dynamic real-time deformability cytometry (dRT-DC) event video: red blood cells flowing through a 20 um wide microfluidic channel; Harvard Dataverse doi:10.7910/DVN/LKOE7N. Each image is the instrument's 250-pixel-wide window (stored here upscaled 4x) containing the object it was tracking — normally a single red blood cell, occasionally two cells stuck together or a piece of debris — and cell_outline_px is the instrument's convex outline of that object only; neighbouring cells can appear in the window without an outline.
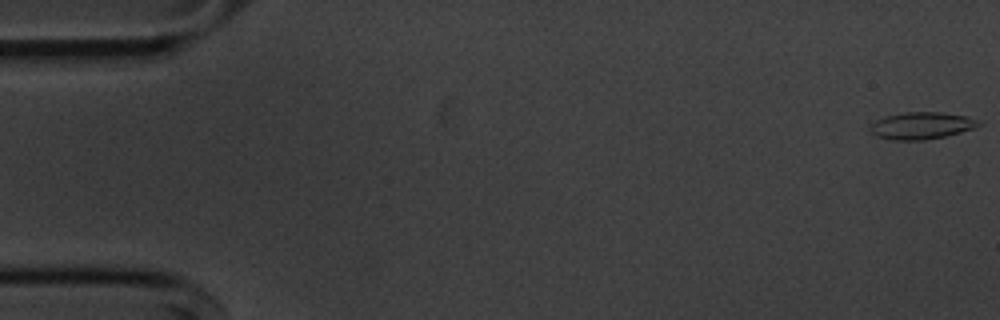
{"species": "common noctule bat (a hibernating species)", "species_latin": "Nyctalus noctula", "temperature_condition": "cold", "stored_images_in_passage": 55, "camera_frame_rate_fps": 3000, "um_per_image_px": 0.085, "animal": {"sex": "male", "body_mass_g": 20.1, "forearm_length_mm": 53.5}, "frame": {"image": 1, "passage_image": 1, "time_ms": 0.0, "image_size_px": [1000, 320], "cell_outline_px": [[980, 124], [972, 128], [960, 132], [944, 136], [924, 140], [892, 140], [876, 136], [872, 132], [872, 124], [876, 120], [884, 116], [904, 112], [940, 112], [964, 116], [980, 120]], "centroid_in_image_um": [78.31, 10.67], "position_along_channel_um": 6.7, "area_um2": 16.82}}
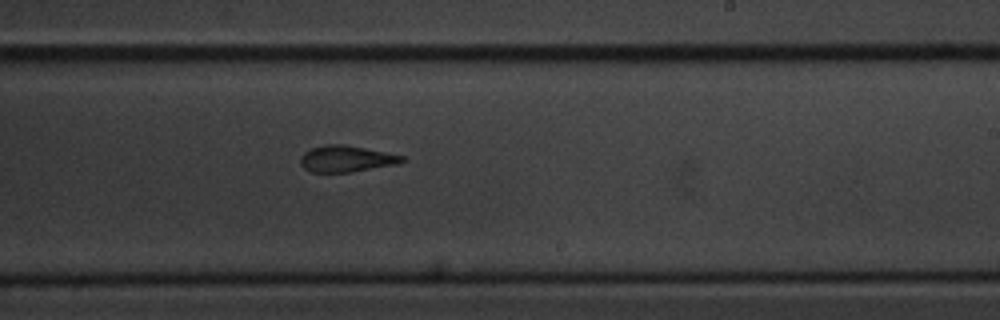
{"frame": {"image": 2, "passage_image": 33, "time_ms": 10.667, "image_size_px": [1000, 320], "cell_outline_px": [[404, 160], [400, 164], [352, 172], [312, 172], [304, 168], [300, 164], [300, 156], [304, 152], [312, 148], [324, 144], [344, 144], [404, 156]], "centroid_in_image_um": [29.42, 13.5], "position_along_channel_um": 259.6, "area_um2": 15.66}}
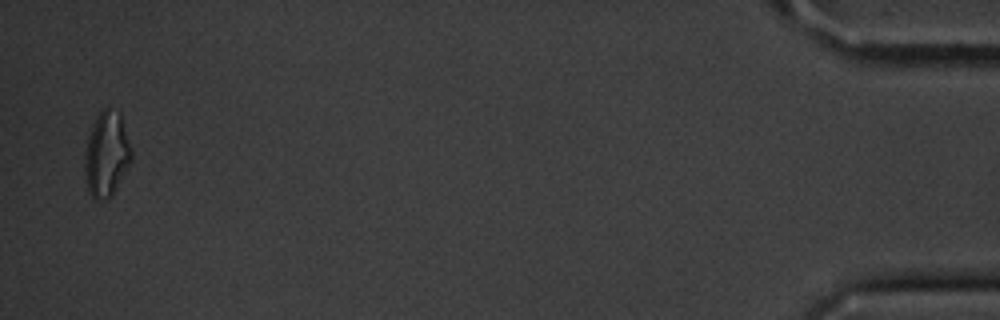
{"frame": {"image": 3, "passage_image": 54, "time_ms": 17.667, "image_size_px": [1000, 320], "cell_outline_px": [[132, 160], [112, 196], [108, 200], [92, 200], [88, 192], [84, 172], [84, 152], [92, 124], [96, 116], [104, 108], [108, 108], [120, 112], [132, 148]], "centroid_in_image_um": [9.05, 13.15], "position_along_channel_um": 426.1, "area_um2": 23.64}, "authors_computed_cell_mechanics": {"area_um2": 16.6464, "velocity_mm_per_s": 3.6449, "shape_relaxation_time_tau1_ms": 5.6825, "shape_relaxation_time_tau2_ms": 2.5674, "deformation_change_tau1": 0.1448, "deformation_change_tau2": 0.0979}}